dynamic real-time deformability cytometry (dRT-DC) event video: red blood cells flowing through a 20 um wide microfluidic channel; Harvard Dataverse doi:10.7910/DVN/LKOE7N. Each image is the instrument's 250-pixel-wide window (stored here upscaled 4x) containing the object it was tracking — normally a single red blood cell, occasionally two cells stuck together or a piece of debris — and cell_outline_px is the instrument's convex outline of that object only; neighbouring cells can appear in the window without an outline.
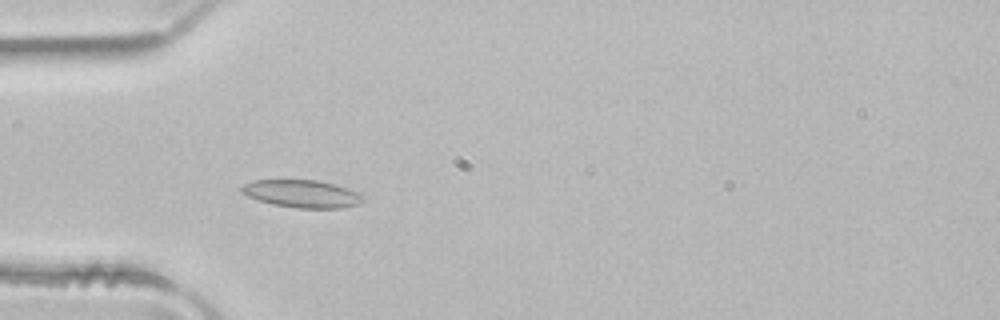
{"species": "common noctule bat (a hibernating species)", "species_latin": "Nyctalus noctula", "temperature_condition": "room temperature", "stored_images_in_passage": 46, "camera_frame_rate_fps": 3000, "um_per_image_px": 0.085, "animal": {"sex": "male", "body_mass_g": 21.5, "forearm_length_mm": 52.0}, "frame": {"image": 1, "passage_image": 11, "time_ms": 3.333, "image_size_px": [1000, 320], "cell_outline_px": [[364, 200], [360, 204], [340, 208], [296, 208], [272, 204], [248, 196], [240, 192], [240, 188], [244, 184], [256, 180], [316, 180], [336, 184], [360, 192], [364, 196]], "centroid_in_image_um": [25.72, 16.47], "position_along_channel_um": 59.3, "area_um2": 19.65}}
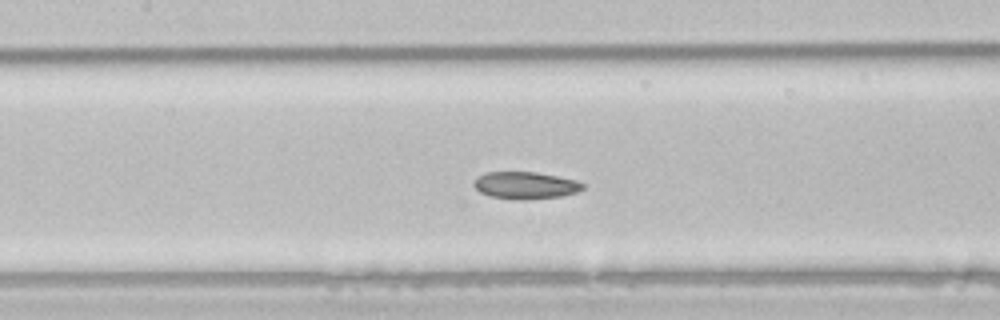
{"frame": {"image": 2, "passage_image": 19, "time_ms": 6.0, "image_size_px": [1000, 320], "cell_outline_px": [[584, 188], [576, 192], [560, 196], [524, 200], [516, 200], [488, 196], [480, 192], [472, 184], [484, 172], [536, 172], [576, 180], [584, 184]], "centroid_in_image_um": [44.64, 15.76], "position_along_channel_um": 162.8, "area_um2": 17.17}}
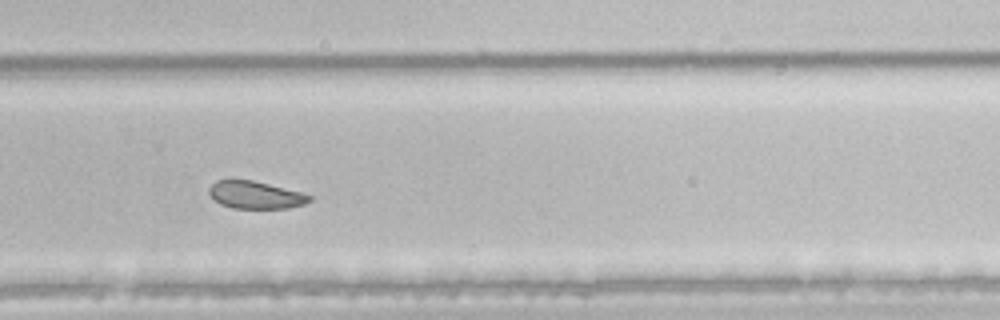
{"frame": {"image": 3, "passage_image": 30, "time_ms": 9.667, "image_size_px": [1000, 320], "cell_outline_px": [[312, 200], [304, 204], [288, 208], [232, 208], [220, 204], [208, 192], [208, 188], [216, 180], [252, 180], [300, 192], [312, 196]], "centroid_in_image_um": [21.71, 16.57], "position_along_channel_um": 308.1, "area_um2": 15.9}, "authors_computed_cell_mechanics": {"area_um2": 19.1318, "velocity_mm_per_s": 3.9847, "shape_relaxation_time_tau1_ms": null, "shape_relaxation_time_tau2_ms": 3.113, "deformation_change_tau1": null, "deformation_change_tau2": 0.0672}}